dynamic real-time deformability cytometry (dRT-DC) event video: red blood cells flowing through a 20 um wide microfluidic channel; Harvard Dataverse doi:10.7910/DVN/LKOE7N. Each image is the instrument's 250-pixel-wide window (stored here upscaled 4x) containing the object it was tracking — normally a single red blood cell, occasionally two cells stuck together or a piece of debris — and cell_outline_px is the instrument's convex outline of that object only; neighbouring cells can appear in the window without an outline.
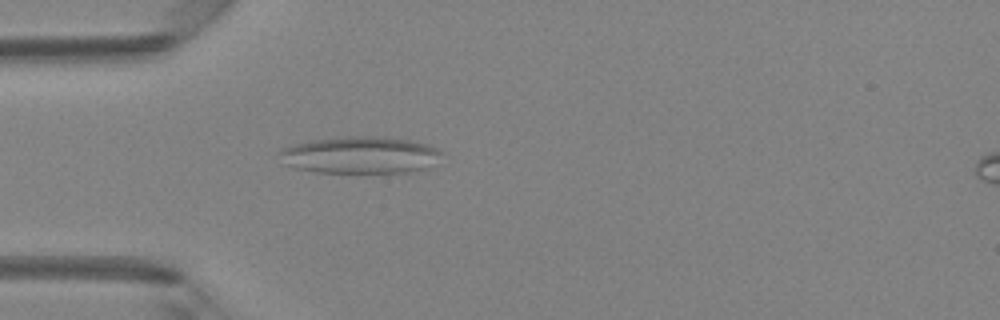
{"species": "Egyptian fruit bat (a non-hibernating species)", "species_latin": "Rousettus aegyptiacus", "temperature_condition": "room temperature", "stored_images_in_passage": 48, "camera_frame_rate_fps": 3000, "um_per_image_px": 0.085, "animal": {"sex": "female"}, "frame": {"image": 1, "passage_image": 14, "time_ms": 4.333, "image_size_px": [1000, 320], "cell_outline_px": [[444, 152], [428, 168], [408, 172], [316, 172], [296, 168], [284, 164], [280, 152], [280, 148], [292, 144], [308, 140], [348, 136], [376, 136], [408, 140], [432, 144]], "centroid_in_image_um": [30.63, 13.16], "position_along_channel_um": 54.4, "area_um2": 35.08}}
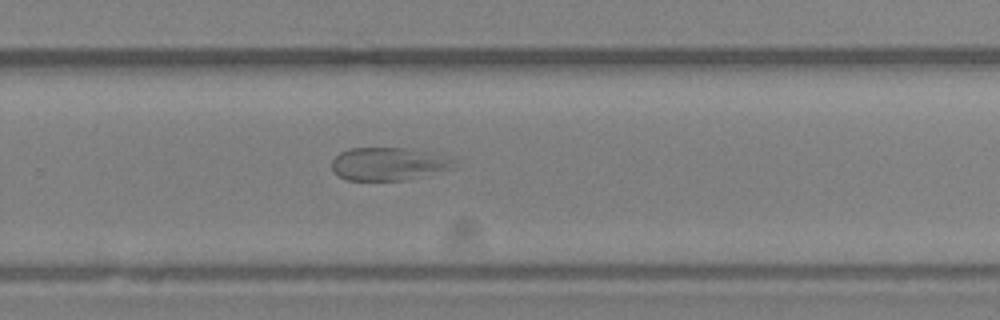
{"frame": {"image": 2, "passage_image": 32, "time_ms": 10.333, "image_size_px": [1000, 320], "cell_outline_px": [[460, 168], [408, 180], [348, 180], [340, 176], [332, 168], [332, 160], [340, 152], [348, 148], [408, 148], [452, 156], [456, 160]], "centroid_in_image_um": [33.19, 13.93], "position_along_channel_um": 296.6, "area_um2": 24.16}}
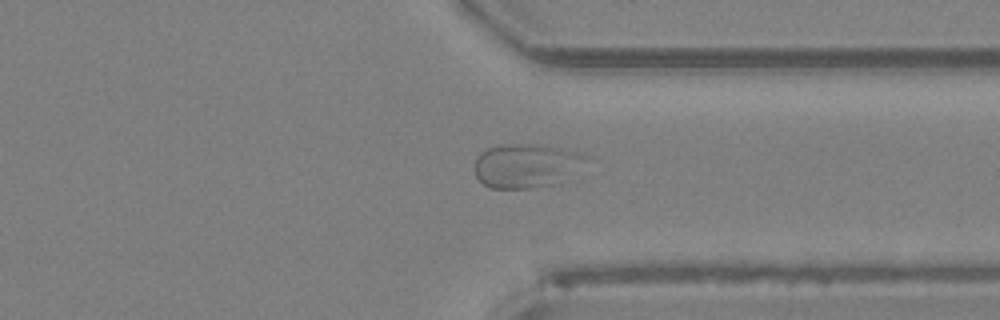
{"frame": {"image": 3, "passage_image": 37, "time_ms": 12.0, "image_size_px": [1000, 320], "cell_outline_px": [[584, 156], [556, 184], [532, 188], [488, 188], [476, 176], [476, 156], [480, 152], [488, 148], [500, 144], [528, 144], [560, 148], [576, 152]], "centroid_in_image_um": [44.53, 14.08], "position_along_channel_um": 366.9, "area_um2": 27.28}}